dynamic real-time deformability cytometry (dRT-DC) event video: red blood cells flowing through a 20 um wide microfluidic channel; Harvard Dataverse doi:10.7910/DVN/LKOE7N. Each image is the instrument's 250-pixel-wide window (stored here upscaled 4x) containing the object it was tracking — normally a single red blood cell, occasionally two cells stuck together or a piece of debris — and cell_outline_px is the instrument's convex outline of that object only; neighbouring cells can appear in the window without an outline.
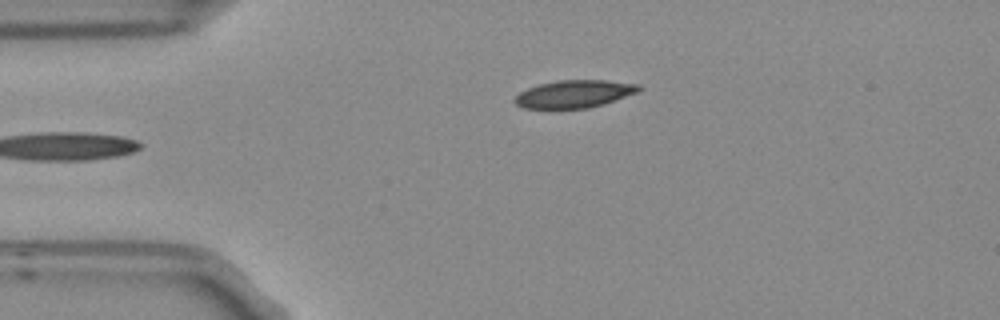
{"species": "Egyptian fruit bat (a non-hibernating species)", "species_latin": "Rousettus aegyptiacus", "temperature_condition": "room temperature", "stored_images_in_passage": 3, "camera_frame_rate_fps": 3000, "um_per_image_px": 0.085, "frame": {"image": 1, "passage_image": 3, "time_ms": 0.667, "image_size_px": [1000, 320], "cell_outline_px": [[640, 88], [636, 92], [604, 104], [588, 108], [524, 108], [516, 104], [512, 100], [520, 92], [528, 88], [540, 84], [556, 80], [608, 80], [640, 84]], "centroid_in_image_um": [48.79, 7.98], "position_along_channel_um": 36.2, "area_um2": 19.83}}